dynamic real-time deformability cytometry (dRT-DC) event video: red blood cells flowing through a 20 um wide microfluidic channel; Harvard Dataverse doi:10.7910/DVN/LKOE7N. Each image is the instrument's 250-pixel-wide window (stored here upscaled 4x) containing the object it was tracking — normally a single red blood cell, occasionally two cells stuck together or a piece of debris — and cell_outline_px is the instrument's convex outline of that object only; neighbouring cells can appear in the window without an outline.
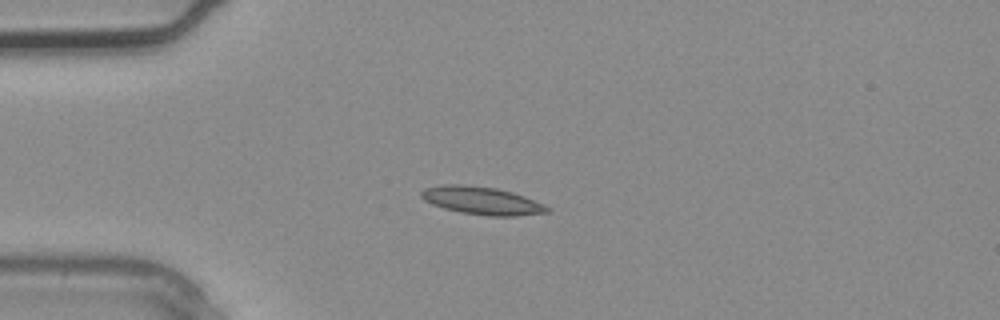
{"species": "common noctule bat (a hibernating species)", "species_latin": "Nyctalus noctula", "temperature_condition": "warm", "stored_images_in_passage": 3, "camera_frame_rate_fps": 3000, "um_per_image_px": 0.085, "animal": {"sex": "male", "body_mass_g": 20.4}, "frame": {"image": 1, "passage_image": 3, "time_ms": 0.667, "image_size_px": [1000, 320], "cell_outline_px": [[552, 212], [516, 216], [488, 216], [460, 212], [444, 208], [432, 204], [424, 200], [420, 196], [420, 192], [424, 188], [440, 184], [460, 184], [496, 188], [512, 192], [524, 196], [544, 204], [552, 208]], "centroid_in_image_um": [40.97, 17.05], "position_along_channel_um": 44.0, "area_um2": 20.63}}